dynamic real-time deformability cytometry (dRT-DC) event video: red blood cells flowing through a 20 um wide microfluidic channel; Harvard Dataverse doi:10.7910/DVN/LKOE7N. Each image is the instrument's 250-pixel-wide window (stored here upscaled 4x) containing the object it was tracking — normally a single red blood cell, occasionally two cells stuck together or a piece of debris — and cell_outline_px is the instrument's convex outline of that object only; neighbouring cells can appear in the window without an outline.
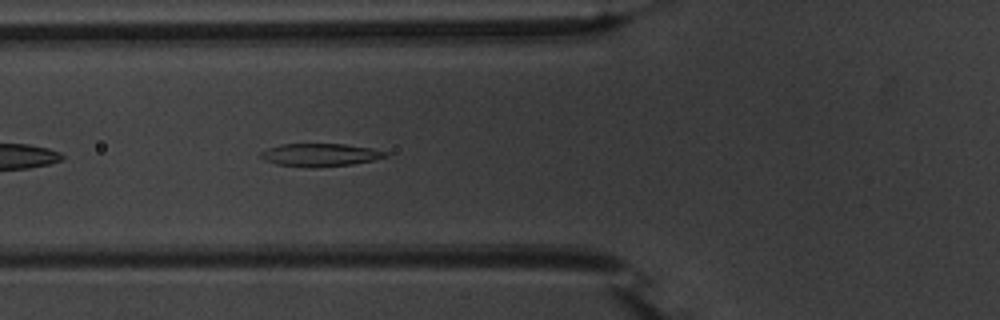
{"species": "common noctule bat (a hibernating species)", "species_latin": "Nyctalus noctula", "temperature_condition": "warm", "stored_images_in_passage": 14, "camera_frame_rate_fps": 3000, "um_per_image_px": 0.085, "animal": {"sex": "male", "body_mass_g": 20.1, "forearm_length_mm": 53.5}, "frame": {"image": 1, "passage_image": 5, "time_ms": 1.333, "image_size_px": [1000, 320], "cell_outline_px": [[388, 156], [372, 160], [352, 164], [312, 168], [276, 164], [264, 160], [260, 156], [260, 152], [268, 148], [280, 144], [344, 144], [372, 148], [388, 152]], "centroid_in_image_um": [27.19, 13.16], "position_along_channel_um": 98.6, "area_um2": 16.65}}
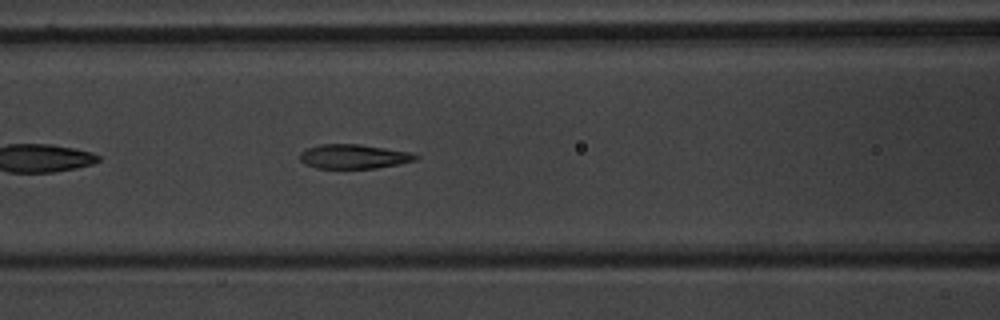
{"frame": {"image": 2, "passage_image": 8, "time_ms": 2.333, "image_size_px": [1000, 320], "cell_outline_px": [[420, 156], [416, 160], [376, 168], [316, 168], [304, 164], [300, 160], [300, 152], [308, 148], [320, 144], [360, 144], [412, 152]], "centroid_in_image_um": [30.06, 13.3], "position_along_channel_um": 136.5, "area_um2": 16.42}}
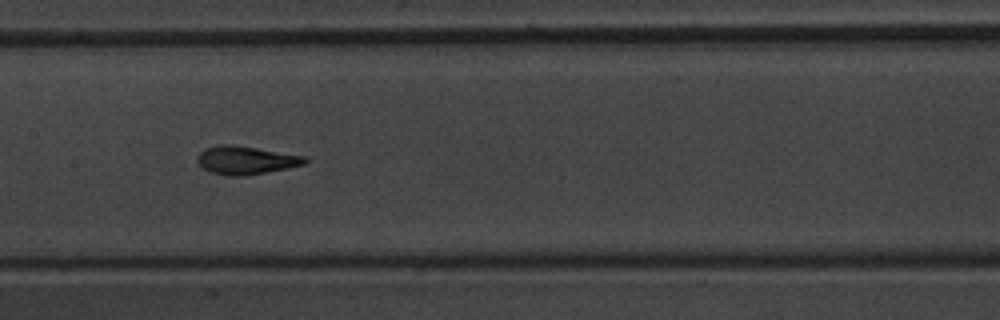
{"frame": {"image": 3, "passage_image": 12, "time_ms": 3.667, "image_size_px": [1000, 320], "cell_outline_px": [[308, 160], [304, 164], [288, 168], [244, 176], [228, 176], [212, 172], [204, 168], [196, 160], [196, 156], [204, 148], [220, 144], [232, 144], [308, 156]], "centroid_in_image_um": [20.91, 13.6], "position_along_channel_um": 186.5, "area_um2": 17.8}}